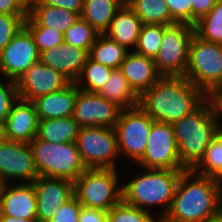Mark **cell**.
Wrapping results in <instances>:
<instances>
[{
    "label": "cell",
    "instance_id": "2e32d148",
    "mask_svg": "<svg viewBox=\"0 0 222 222\" xmlns=\"http://www.w3.org/2000/svg\"><path fill=\"white\" fill-rule=\"evenodd\" d=\"M37 197V222H49L60 206L74 196V182L38 176L33 182Z\"/></svg>",
    "mask_w": 222,
    "mask_h": 222
},
{
    "label": "cell",
    "instance_id": "7402d4cb",
    "mask_svg": "<svg viewBox=\"0 0 222 222\" xmlns=\"http://www.w3.org/2000/svg\"><path fill=\"white\" fill-rule=\"evenodd\" d=\"M79 17L77 13L45 5L40 0H28V16L24 26H48L64 34Z\"/></svg>",
    "mask_w": 222,
    "mask_h": 222
},
{
    "label": "cell",
    "instance_id": "f546056e",
    "mask_svg": "<svg viewBox=\"0 0 222 222\" xmlns=\"http://www.w3.org/2000/svg\"><path fill=\"white\" fill-rule=\"evenodd\" d=\"M111 71L112 68L95 62L88 57L80 76L74 83L82 91L98 93L109 79Z\"/></svg>",
    "mask_w": 222,
    "mask_h": 222
},
{
    "label": "cell",
    "instance_id": "ffe728a7",
    "mask_svg": "<svg viewBox=\"0 0 222 222\" xmlns=\"http://www.w3.org/2000/svg\"><path fill=\"white\" fill-rule=\"evenodd\" d=\"M119 69L139 97L162 77L154 59L137 54L132 49L126 54Z\"/></svg>",
    "mask_w": 222,
    "mask_h": 222
},
{
    "label": "cell",
    "instance_id": "74e56055",
    "mask_svg": "<svg viewBox=\"0 0 222 222\" xmlns=\"http://www.w3.org/2000/svg\"><path fill=\"white\" fill-rule=\"evenodd\" d=\"M176 23H187L192 25V2L191 0H165Z\"/></svg>",
    "mask_w": 222,
    "mask_h": 222
},
{
    "label": "cell",
    "instance_id": "b9f144b4",
    "mask_svg": "<svg viewBox=\"0 0 222 222\" xmlns=\"http://www.w3.org/2000/svg\"><path fill=\"white\" fill-rule=\"evenodd\" d=\"M43 4L63 8L81 15L84 0H40Z\"/></svg>",
    "mask_w": 222,
    "mask_h": 222
},
{
    "label": "cell",
    "instance_id": "8d00e7d4",
    "mask_svg": "<svg viewBox=\"0 0 222 222\" xmlns=\"http://www.w3.org/2000/svg\"><path fill=\"white\" fill-rule=\"evenodd\" d=\"M4 85L0 80V123L4 124L13 104L19 99L15 81L6 80Z\"/></svg>",
    "mask_w": 222,
    "mask_h": 222
},
{
    "label": "cell",
    "instance_id": "52a82bcc",
    "mask_svg": "<svg viewBox=\"0 0 222 222\" xmlns=\"http://www.w3.org/2000/svg\"><path fill=\"white\" fill-rule=\"evenodd\" d=\"M184 77L207 96L222 88V44L204 41L193 34Z\"/></svg>",
    "mask_w": 222,
    "mask_h": 222
},
{
    "label": "cell",
    "instance_id": "7c38bea8",
    "mask_svg": "<svg viewBox=\"0 0 222 222\" xmlns=\"http://www.w3.org/2000/svg\"><path fill=\"white\" fill-rule=\"evenodd\" d=\"M38 61L40 53L33 36L23 25L0 53V76L17 82Z\"/></svg>",
    "mask_w": 222,
    "mask_h": 222
},
{
    "label": "cell",
    "instance_id": "60d3db41",
    "mask_svg": "<svg viewBox=\"0 0 222 222\" xmlns=\"http://www.w3.org/2000/svg\"><path fill=\"white\" fill-rule=\"evenodd\" d=\"M192 2V26L205 16L215 5L217 0H191Z\"/></svg>",
    "mask_w": 222,
    "mask_h": 222
},
{
    "label": "cell",
    "instance_id": "e575fe53",
    "mask_svg": "<svg viewBox=\"0 0 222 222\" xmlns=\"http://www.w3.org/2000/svg\"><path fill=\"white\" fill-rule=\"evenodd\" d=\"M33 36L39 53L61 45L64 42L63 33L48 26H25Z\"/></svg>",
    "mask_w": 222,
    "mask_h": 222
},
{
    "label": "cell",
    "instance_id": "d590c367",
    "mask_svg": "<svg viewBox=\"0 0 222 222\" xmlns=\"http://www.w3.org/2000/svg\"><path fill=\"white\" fill-rule=\"evenodd\" d=\"M27 16L0 14V53L24 25Z\"/></svg>",
    "mask_w": 222,
    "mask_h": 222
},
{
    "label": "cell",
    "instance_id": "ab89813d",
    "mask_svg": "<svg viewBox=\"0 0 222 222\" xmlns=\"http://www.w3.org/2000/svg\"><path fill=\"white\" fill-rule=\"evenodd\" d=\"M0 14L28 16V0H0Z\"/></svg>",
    "mask_w": 222,
    "mask_h": 222
},
{
    "label": "cell",
    "instance_id": "4316f807",
    "mask_svg": "<svg viewBox=\"0 0 222 222\" xmlns=\"http://www.w3.org/2000/svg\"><path fill=\"white\" fill-rule=\"evenodd\" d=\"M129 51L130 50H127L124 46L110 39L105 34L100 33L89 49L88 56L95 62L112 69H118Z\"/></svg>",
    "mask_w": 222,
    "mask_h": 222
},
{
    "label": "cell",
    "instance_id": "836d02e7",
    "mask_svg": "<svg viewBox=\"0 0 222 222\" xmlns=\"http://www.w3.org/2000/svg\"><path fill=\"white\" fill-rule=\"evenodd\" d=\"M153 213L134 207L121 200L107 212L108 222H162Z\"/></svg>",
    "mask_w": 222,
    "mask_h": 222
},
{
    "label": "cell",
    "instance_id": "30bf717a",
    "mask_svg": "<svg viewBox=\"0 0 222 222\" xmlns=\"http://www.w3.org/2000/svg\"><path fill=\"white\" fill-rule=\"evenodd\" d=\"M154 122L139 105L121 110L115 126L119 155L138 162L144 155Z\"/></svg>",
    "mask_w": 222,
    "mask_h": 222
},
{
    "label": "cell",
    "instance_id": "cb8c5ba5",
    "mask_svg": "<svg viewBox=\"0 0 222 222\" xmlns=\"http://www.w3.org/2000/svg\"><path fill=\"white\" fill-rule=\"evenodd\" d=\"M80 128L73 116L39 119L36 137L51 143L76 142Z\"/></svg>",
    "mask_w": 222,
    "mask_h": 222
},
{
    "label": "cell",
    "instance_id": "277c9868",
    "mask_svg": "<svg viewBox=\"0 0 222 222\" xmlns=\"http://www.w3.org/2000/svg\"><path fill=\"white\" fill-rule=\"evenodd\" d=\"M129 182L122 185V200L134 207L151 212V206H164L159 217L168 213L181 174L185 170L146 168ZM148 170V171H147ZM148 206V207H147Z\"/></svg>",
    "mask_w": 222,
    "mask_h": 222
},
{
    "label": "cell",
    "instance_id": "ba28073f",
    "mask_svg": "<svg viewBox=\"0 0 222 222\" xmlns=\"http://www.w3.org/2000/svg\"><path fill=\"white\" fill-rule=\"evenodd\" d=\"M76 144L87 169H116L114 162L119 156V151L115 128L81 127Z\"/></svg>",
    "mask_w": 222,
    "mask_h": 222
},
{
    "label": "cell",
    "instance_id": "9a60e30c",
    "mask_svg": "<svg viewBox=\"0 0 222 222\" xmlns=\"http://www.w3.org/2000/svg\"><path fill=\"white\" fill-rule=\"evenodd\" d=\"M69 83L60 72L41 61L33 64L16 82L18 96L25 101H33L39 96L59 91Z\"/></svg>",
    "mask_w": 222,
    "mask_h": 222
},
{
    "label": "cell",
    "instance_id": "4fadbf2b",
    "mask_svg": "<svg viewBox=\"0 0 222 222\" xmlns=\"http://www.w3.org/2000/svg\"><path fill=\"white\" fill-rule=\"evenodd\" d=\"M37 177L29 143L0 140V178L3 182L17 179L32 183Z\"/></svg>",
    "mask_w": 222,
    "mask_h": 222
},
{
    "label": "cell",
    "instance_id": "f1b7e54d",
    "mask_svg": "<svg viewBox=\"0 0 222 222\" xmlns=\"http://www.w3.org/2000/svg\"><path fill=\"white\" fill-rule=\"evenodd\" d=\"M193 28L194 34L200 39L222 44V0H217L213 8Z\"/></svg>",
    "mask_w": 222,
    "mask_h": 222
},
{
    "label": "cell",
    "instance_id": "c3c4849f",
    "mask_svg": "<svg viewBox=\"0 0 222 222\" xmlns=\"http://www.w3.org/2000/svg\"><path fill=\"white\" fill-rule=\"evenodd\" d=\"M3 138V124L0 123V140H2Z\"/></svg>",
    "mask_w": 222,
    "mask_h": 222
},
{
    "label": "cell",
    "instance_id": "f35d334b",
    "mask_svg": "<svg viewBox=\"0 0 222 222\" xmlns=\"http://www.w3.org/2000/svg\"><path fill=\"white\" fill-rule=\"evenodd\" d=\"M82 207L77 198L73 196L58 208L56 214L49 222H79Z\"/></svg>",
    "mask_w": 222,
    "mask_h": 222
},
{
    "label": "cell",
    "instance_id": "3957f363",
    "mask_svg": "<svg viewBox=\"0 0 222 222\" xmlns=\"http://www.w3.org/2000/svg\"><path fill=\"white\" fill-rule=\"evenodd\" d=\"M211 102L207 99L192 114L172 124L181 166L193 170L205 150L220 132Z\"/></svg>",
    "mask_w": 222,
    "mask_h": 222
},
{
    "label": "cell",
    "instance_id": "5b68a950",
    "mask_svg": "<svg viewBox=\"0 0 222 222\" xmlns=\"http://www.w3.org/2000/svg\"><path fill=\"white\" fill-rule=\"evenodd\" d=\"M29 145L38 176L74 182L87 169L76 142L51 143L36 137Z\"/></svg>",
    "mask_w": 222,
    "mask_h": 222
},
{
    "label": "cell",
    "instance_id": "8992f818",
    "mask_svg": "<svg viewBox=\"0 0 222 222\" xmlns=\"http://www.w3.org/2000/svg\"><path fill=\"white\" fill-rule=\"evenodd\" d=\"M119 177L116 169H86L74 181V196L83 207L108 212L122 200Z\"/></svg>",
    "mask_w": 222,
    "mask_h": 222
},
{
    "label": "cell",
    "instance_id": "681fc988",
    "mask_svg": "<svg viewBox=\"0 0 222 222\" xmlns=\"http://www.w3.org/2000/svg\"><path fill=\"white\" fill-rule=\"evenodd\" d=\"M4 182L3 180L0 178V196H1V192H2V189H3V186H4Z\"/></svg>",
    "mask_w": 222,
    "mask_h": 222
},
{
    "label": "cell",
    "instance_id": "9c48e42d",
    "mask_svg": "<svg viewBox=\"0 0 222 222\" xmlns=\"http://www.w3.org/2000/svg\"><path fill=\"white\" fill-rule=\"evenodd\" d=\"M193 34V26L187 23H174L165 28L158 54L154 58L161 76L185 75Z\"/></svg>",
    "mask_w": 222,
    "mask_h": 222
},
{
    "label": "cell",
    "instance_id": "5bb4252c",
    "mask_svg": "<svg viewBox=\"0 0 222 222\" xmlns=\"http://www.w3.org/2000/svg\"><path fill=\"white\" fill-rule=\"evenodd\" d=\"M121 108L98 93L77 92L73 119L80 127L102 126L115 128Z\"/></svg>",
    "mask_w": 222,
    "mask_h": 222
},
{
    "label": "cell",
    "instance_id": "8fae6325",
    "mask_svg": "<svg viewBox=\"0 0 222 222\" xmlns=\"http://www.w3.org/2000/svg\"><path fill=\"white\" fill-rule=\"evenodd\" d=\"M137 164L144 169L185 170L181 166L172 124L156 121L152 124L144 155Z\"/></svg>",
    "mask_w": 222,
    "mask_h": 222
},
{
    "label": "cell",
    "instance_id": "d4e9b609",
    "mask_svg": "<svg viewBox=\"0 0 222 222\" xmlns=\"http://www.w3.org/2000/svg\"><path fill=\"white\" fill-rule=\"evenodd\" d=\"M98 94L115 103L122 110L139 105V96L130 87L119 68L112 69L109 79Z\"/></svg>",
    "mask_w": 222,
    "mask_h": 222
},
{
    "label": "cell",
    "instance_id": "d6a6232c",
    "mask_svg": "<svg viewBox=\"0 0 222 222\" xmlns=\"http://www.w3.org/2000/svg\"><path fill=\"white\" fill-rule=\"evenodd\" d=\"M99 34L100 32L79 17L63 34V38L66 44L85 49L89 52Z\"/></svg>",
    "mask_w": 222,
    "mask_h": 222
},
{
    "label": "cell",
    "instance_id": "d6986e66",
    "mask_svg": "<svg viewBox=\"0 0 222 222\" xmlns=\"http://www.w3.org/2000/svg\"><path fill=\"white\" fill-rule=\"evenodd\" d=\"M88 51L63 42L40 54V61L75 82L88 59Z\"/></svg>",
    "mask_w": 222,
    "mask_h": 222
},
{
    "label": "cell",
    "instance_id": "7a4b0ae2",
    "mask_svg": "<svg viewBox=\"0 0 222 222\" xmlns=\"http://www.w3.org/2000/svg\"><path fill=\"white\" fill-rule=\"evenodd\" d=\"M221 184L216 178L185 170L162 222H204L217 214L222 209Z\"/></svg>",
    "mask_w": 222,
    "mask_h": 222
},
{
    "label": "cell",
    "instance_id": "ac0fdd59",
    "mask_svg": "<svg viewBox=\"0 0 222 222\" xmlns=\"http://www.w3.org/2000/svg\"><path fill=\"white\" fill-rule=\"evenodd\" d=\"M37 197L33 183L10 186L5 183L0 196V213L27 220H37Z\"/></svg>",
    "mask_w": 222,
    "mask_h": 222
},
{
    "label": "cell",
    "instance_id": "7dc6e473",
    "mask_svg": "<svg viewBox=\"0 0 222 222\" xmlns=\"http://www.w3.org/2000/svg\"><path fill=\"white\" fill-rule=\"evenodd\" d=\"M134 0H120V3L122 5H129L130 3H132Z\"/></svg>",
    "mask_w": 222,
    "mask_h": 222
},
{
    "label": "cell",
    "instance_id": "bcb514c9",
    "mask_svg": "<svg viewBox=\"0 0 222 222\" xmlns=\"http://www.w3.org/2000/svg\"><path fill=\"white\" fill-rule=\"evenodd\" d=\"M204 222H222V209L217 214L208 217Z\"/></svg>",
    "mask_w": 222,
    "mask_h": 222
},
{
    "label": "cell",
    "instance_id": "83f0119b",
    "mask_svg": "<svg viewBox=\"0 0 222 222\" xmlns=\"http://www.w3.org/2000/svg\"><path fill=\"white\" fill-rule=\"evenodd\" d=\"M142 24L172 25L176 23L165 0H134L128 5Z\"/></svg>",
    "mask_w": 222,
    "mask_h": 222
},
{
    "label": "cell",
    "instance_id": "ee69618b",
    "mask_svg": "<svg viewBox=\"0 0 222 222\" xmlns=\"http://www.w3.org/2000/svg\"><path fill=\"white\" fill-rule=\"evenodd\" d=\"M208 100L212 104V107L214 109V112H215V115H216V118H217V121H218V125H220V126H218L219 131L222 133V127H221V124H219L221 122L220 118L222 117V88H219V89H216V90L212 91L208 95Z\"/></svg>",
    "mask_w": 222,
    "mask_h": 222
},
{
    "label": "cell",
    "instance_id": "44dd1931",
    "mask_svg": "<svg viewBox=\"0 0 222 222\" xmlns=\"http://www.w3.org/2000/svg\"><path fill=\"white\" fill-rule=\"evenodd\" d=\"M80 89L70 82L63 89L39 96L32 102L39 119H54L73 116L77 92Z\"/></svg>",
    "mask_w": 222,
    "mask_h": 222
},
{
    "label": "cell",
    "instance_id": "603a6c76",
    "mask_svg": "<svg viewBox=\"0 0 222 222\" xmlns=\"http://www.w3.org/2000/svg\"><path fill=\"white\" fill-rule=\"evenodd\" d=\"M142 25L134 11L122 5L103 34L129 50L136 47Z\"/></svg>",
    "mask_w": 222,
    "mask_h": 222
},
{
    "label": "cell",
    "instance_id": "6da1fadb",
    "mask_svg": "<svg viewBox=\"0 0 222 222\" xmlns=\"http://www.w3.org/2000/svg\"><path fill=\"white\" fill-rule=\"evenodd\" d=\"M208 96L184 76H162L139 97V106L156 122L173 124L192 114Z\"/></svg>",
    "mask_w": 222,
    "mask_h": 222
},
{
    "label": "cell",
    "instance_id": "4dcf8cb0",
    "mask_svg": "<svg viewBox=\"0 0 222 222\" xmlns=\"http://www.w3.org/2000/svg\"><path fill=\"white\" fill-rule=\"evenodd\" d=\"M198 174L222 181V133L212 140L200 163L193 169Z\"/></svg>",
    "mask_w": 222,
    "mask_h": 222
},
{
    "label": "cell",
    "instance_id": "7bdbcfd3",
    "mask_svg": "<svg viewBox=\"0 0 222 222\" xmlns=\"http://www.w3.org/2000/svg\"><path fill=\"white\" fill-rule=\"evenodd\" d=\"M79 222H108L107 212L100 209L82 207Z\"/></svg>",
    "mask_w": 222,
    "mask_h": 222
},
{
    "label": "cell",
    "instance_id": "f6af8a7d",
    "mask_svg": "<svg viewBox=\"0 0 222 222\" xmlns=\"http://www.w3.org/2000/svg\"><path fill=\"white\" fill-rule=\"evenodd\" d=\"M0 222H37V220H27L18 217L2 215L0 213Z\"/></svg>",
    "mask_w": 222,
    "mask_h": 222
},
{
    "label": "cell",
    "instance_id": "1f68e13d",
    "mask_svg": "<svg viewBox=\"0 0 222 222\" xmlns=\"http://www.w3.org/2000/svg\"><path fill=\"white\" fill-rule=\"evenodd\" d=\"M166 25L143 24L133 51L137 54L154 59L159 51Z\"/></svg>",
    "mask_w": 222,
    "mask_h": 222
},
{
    "label": "cell",
    "instance_id": "484cf974",
    "mask_svg": "<svg viewBox=\"0 0 222 222\" xmlns=\"http://www.w3.org/2000/svg\"><path fill=\"white\" fill-rule=\"evenodd\" d=\"M121 6L120 0H84L80 17L104 33Z\"/></svg>",
    "mask_w": 222,
    "mask_h": 222
},
{
    "label": "cell",
    "instance_id": "e0dca14e",
    "mask_svg": "<svg viewBox=\"0 0 222 222\" xmlns=\"http://www.w3.org/2000/svg\"><path fill=\"white\" fill-rule=\"evenodd\" d=\"M39 118L32 101L18 99L3 124L6 140L31 143L37 136Z\"/></svg>",
    "mask_w": 222,
    "mask_h": 222
}]
</instances>
